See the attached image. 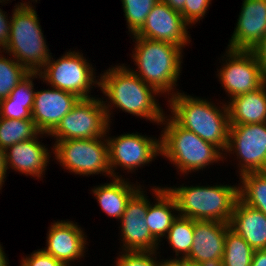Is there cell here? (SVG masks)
Returning <instances> with one entry per match:
<instances>
[{"label":"cell","mask_w":266,"mask_h":266,"mask_svg":"<svg viewBox=\"0 0 266 266\" xmlns=\"http://www.w3.org/2000/svg\"><path fill=\"white\" fill-rule=\"evenodd\" d=\"M99 87L113 106L125 112L147 118L161 124L165 121L163 110L153 94L158 92L142 81L126 66H116L106 70L100 77Z\"/></svg>","instance_id":"cell-1"},{"label":"cell","mask_w":266,"mask_h":266,"mask_svg":"<svg viewBox=\"0 0 266 266\" xmlns=\"http://www.w3.org/2000/svg\"><path fill=\"white\" fill-rule=\"evenodd\" d=\"M171 95V118L184 129L226 151L230 127L227 104L223 105L221 111L204 99L179 92H172Z\"/></svg>","instance_id":"cell-2"},{"label":"cell","mask_w":266,"mask_h":266,"mask_svg":"<svg viewBox=\"0 0 266 266\" xmlns=\"http://www.w3.org/2000/svg\"><path fill=\"white\" fill-rule=\"evenodd\" d=\"M133 37L137 42L133 59L139 70L133 72L159 94H169L179 78L182 47L135 35Z\"/></svg>","instance_id":"cell-3"},{"label":"cell","mask_w":266,"mask_h":266,"mask_svg":"<svg viewBox=\"0 0 266 266\" xmlns=\"http://www.w3.org/2000/svg\"><path fill=\"white\" fill-rule=\"evenodd\" d=\"M177 204L178 216L193 220L230 222L239 199V186L214 185L166 188Z\"/></svg>","instance_id":"cell-4"},{"label":"cell","mask_w":266,"mask_h":266,"mask_svg":"<svg viewBox=\"0 0 266 266\" xmlns=\"http://www.w3.org/2000/svg\"><path fill=\"white\" fill-rule=\"evenodd\" d=\"M20 4L14 6L9 41L4 50L29 72H39L50 59V50L47 49L37 12L27 3Z\"/></svg>","instance_id":"cell-5"},{"label":"cell","mask_w":266,"mask_h":266,"mask_svg":"<svg viewBox=\"0 0 266 266\" xmlns=\"http://www.w3.org/2000/svg\"><path fill=\"white\" fill-rule=\"evenodd\" d=\"M164 133L160 138L161 155L187 173L202 169L210 163L224 158L220 149L178 125L172 118L167 119Z\"/></svg>","instance_id":"cell-6"},{"label":"cell","mask_w":266,"mask_h":266,"mask_svg":"<svg viewBox=\"0 0 266 266\" xmlns=\"http://www.w3.org/2000/svg\"><path fill=\"white\" fill-rule=\"evenodd\" d=\"M109 110L99 98L79 99L49 135L57 137V141L104 137L110 129Z\"/></svg>","instance_id":"cell-7"},{"label":"cell","mask_w":266,"mask_h":266,"mask_svg":"<svg viewBox=\"0 0 266 266\" xmlns=\"http://www.w3.org/2000/svg\"><path fill=\"white\" fill-rule=\"evenodd\" d=\"M103 137L55 141L54 154L69 172L80 175H111L108 162V143Z\"/></svg>","instance_id":"cell-8"},{"label":"cell","mask_w":266,"mask_h":266,"mask_svg":"<svg viewBox=\"0 0 266 266\" xmlns=\"http://www.w3.org/2000/svg\"><path fill=\"white\" fill-rule=\"evenodd\" d=\"M51 58L42 68L44 71H39V77L50 83L51 87L75 94L80 99L90 98V87L92 84L99 86L100 81H94V69L83 55L70 51L57 61Z\"/></svg>","instance_id":"cell-9"},{"label":"cell","mask_w":266,"mask_h":266,"mask_svg":"<svg viewBox=\"0 0 266 266\" xmlns=\"http://www.w3.org/2000/svg\"><path fill=\"white\" fill-rule=\"evenodd\" d=\"M231 151L242 159L240 175L266 171V123L230 125L226 152Z\"/></svg>","instance_id":"cell-10"},{"label":"cell","mask_w":266,"mask_h":266,"mask_svg":"<svg viewBox=\"0 0 266 266\" xmlns=\"http://www.w3.org/2000/svg\"><path fill=\"white\" fill-rule=\"evenodd\" d=\"M230 57L219 72V79L230 98L258 89L266 82L254 53L246 50L226 51Z\"/></svg>","instance_id":"cell-11"},{"label":"cell","mask_w":266,"mask_h":266,"mask_svg":"<svg viewBox=\"0 0 266 266\" xmlns=\"http://www.w3.org/2000/svg\"><path fill=\"white\" fill-rule=\"evenodd\" d=\"M107 143L110 177L112 178H119L114 173L117 166H122L125 170L131 171L150 163L156 155L161 154L159 139L157 141L136 133L123 134L113 139L109 138Z\"/></svg>","instance_id":"cell-12"},{"label":"cell","mask_w":266,"mask_h":266,"mask_svg":"<svg viewBox=\"0 0 266 266\" xmlns=\"http://www.w3.org/2000/svg\"><path fill=\"white\" fill-rule=\"evenodd\" d=\"M141 190L130 197L120 219L125 251H156L159 244L146 224L148 200Z\"/></svg>","instance_id":"cell-13"},{"label":"cell","mask_w":266,"mask_h":266,"mask_svg":"<svg viewBox=\"0 0 266 266\" xmlns=\"http://www.w3.org/2000/svg\"><path fill=\"white\" fill-rule=\"evenodd\" d=\"M186 26L188 24L180 12L174 11L166 3L159 0L135 36L185 47L190 38Z\"/></svg>","instance_id":"cell-14"},{"label":"cell","mask_w":266,"mask_h":266,"mask_svg":"<svg viewBox=\"0 0 266 266\" xmlns=\"http://www.w3.org/2000/svg\"><path fill=\"white\" fill-rule=\"evenodd\" d=\"M230 225L214 220H194L192 248L186 261L220 266Z\"/></svg>","instance_id":"cell-15"},{"label":"cell","mask_w":266,"mask_h":266,"mask_svg":"<svg viewBox=\"0 0 266 266\" xmlns=\"http://www.w3.org/2000/svg\"><path fill=\"white\" fill-rule=\"evenodd\" d=\"M51 90L35 92L31 111L38 131L49 135L60 120L72 110L80 99L75 94L52 87Z\"/></svg>","instance_id":"cell-16"},{"label":"cell","mask_w":266,"mask_h":266,"mask_svg":"<svg viewBox=\"0 0 266 266\" xmlns=\"http://www.w3.org/2000/svg\"><path fill=\"white\" fill-rule=\"evenodd\" d=\"M266 36V0H244L228 49L251 51Z\"/></svg>","instance_id":"cell-17"},{"label":"cell","mask_w":266,"mask_h":266,"mask_svg":"<svg viewBox=\"0 0 266 266\" xmlns=\"http://www.w3.org/2000/svg\"><path fill=\"white\" fill-rule=\"evenodd\" d=\"M48 232L47 247L42 249L44 252L60 260L65 266H70V261L84 256L85 235L72 221L54 222Z\"/></svg>","instance_id":"cell-18"},{"label":"cell","mask_w":266,"mask_h":266,"mask_svg":"<svg viewBox=\"0 0 266 266\" xmlns=\"http://www.w3.org/2000/svg\"><path fill=\"white\" fill-rule=\"evenodd\" d=\"M37 137L13 144L4 150L5 170H8L11 166L12 169L18 170L26 176L31 175L41 178L40 176L45 172L50 156L47 148L37 141Z\"/></svg>","instance_id":"cell-19"},{"label":"cell","mask_w":266,"mask_h":266,"mask_svg":"<svg viewBox=\"0 0 266 266\" xmlns=\"http://www.w3.org/2000/svg\"><path fill=\"white\" fill-rule=\"evenodd\" d=\"M230 229L243 237L254 250L266 249V214L237 200Z\"/></svg>","instance_id":"cell-20"},{"label":"cell","mask_w":266,"mask_h":266,"mask_svg":"<svg viewBox=\"0 0 266 266\" xmlns=\"http://www.w3.org/2000/svg\"><path fill=\"white\" fill-rule=\"evenodd\" d=\"M266 82L258 89L235 96L228 103L230 125L266 123Z\"/></svg>","instance_id":"cell-21"},{"label":"cell","mask_w":266,"mask_h":266,"mask_svg":"<svg viewBox=\"0 0 266 266\" xmlns=\"http://www.w3.org/2000/svg\"><path fill=\"white\" fill-rule=\"evenodd\" d=\"M153 191L155 192L154 194L157 203H155V205H151L148 200V211L145 220L152 236L160 242L161 237L168 234L173 221L178 217L177 215L175 216L171 213L172 210L177 211L178 209L174 197L165 187H157L154 188Z\"/></svg>","instance_id":"cell-22"},{"label":"cell","mask_w":266,"mask_h":266,"mask_svg":"<svg viewBox=\"0 0 266 266\" xmlns=\"http://www.w3.org/2000/svg\"><path fill=\"white\" fill-rule=\"evenodd\" d=\"M112 182L92 189L95 198L98 199L101 208L109 216L121 219L130 197L139 189L132 187L125 179L113 178Z\"/></svg>","instance_id":"cell-23"},{"label":"cell","mask_w":266,"mask_h":266,"mask_svg":"<svg viewBox=\"0 0 266 266\" xmlns=\"http://www.w3.org/2000/svg\"><path fill=\"white\" fill-rule=\"evenodd\" d=\"M239 199L266 214V171L240 175Z\"/></svg>","instance_id":"cell-24"},{"label":"cell","mask_w":266,"mask_h":266,"mask_svg":"<svg viewBox=\"0 0 266 266\" xmlns=\"http://www.w3.org/2000/svg\"><path fill=\"white\" fill-rule=\"evenodd\" d=\"M41 135L33 120L7 119L0 117V147H7Z\"/></svg>","instance_id":"cell-25"},{"label":"cell","mask_w":266,"mask_h":266,"mask_svg":"<svg viewBox=\"0 0 266 266\" xmlns=\"http://www.w3.org/2000/svg\"><path fill=\"white\" fill-rule=\"evenodd\" d=\"M254 251L243 237L229 229L220 266H251Z\"/></svg>","instance_id":"cell-26"},{"label":"cell","mask_w":266,"mask_h":266,"mask_svg":"<svg viewBox=\"0 0 266 266\" xmlns=\"http://www.w3.org/2000/svg\"><path fill=\"white\" fill-rule=\"evenodd\" d=\"M193 235V219L179 216L173 221L166 237L177 256L183 252L182 258L179 257L178 259H185L189 255L192 248Z\"/></svg>","instance_id":"cell-27"},{"label":"cell","mask_w":266,"mask_h":266,"mask_svg":"<svg viewBox=\"0 0 266 266\" xmlns=\"http://www.w3.org/2000/svg\"><path fill=\"white\" fill-rule=\"evenodd\" d=\"M0 56V101H2L30 72L16 59H6L1 54Z\"/></svg>","instance_id":"cell-28"},{"label":"cell","mask_w":266,"mask_h":266,"mask_svg":"<svg viewBox=\"0 0 266 266\" xmlns=\"http://www.w3.org/2000/svg\"><path fill=\"white\" fill-rule=\"evenodd\" d=\"M129 31L135 35L159 0H121Z\"/></svg>","instance_id":"cell-29"},{"label":"cell","mask_w":266,"mask_h":266,"mask_svg":"<svg viewBox=\"0 0 266 266\" xmlns=\"http://www.w3.org/2000/svg\"><path fill=\"white\" fill-rule=\"evenodd\" d=\"M36 75H39V72H30L17 84L6 99L0 101V104H18L24 105V107H33L35 91H33L32 79Z\"/></svg>","instance_id":"cell-30"},{"label":"cell","mask_w":266,"mask_h":266,"mask_svg":"<svg viewBox=\"0 0 266 266\" xmlns=\"http://www.w3.org/2000/svg\"><path fill=\"white\" fill-rule=\"evenodd\" d=\"M125 253L117 258L116 266H159L155 261L156 251H124ZM158 262V263H157Z\"/></svg>","instance_id":"cell-31"},{"label":"cell","mask_w":266,"mask_h":266,"mask_svg":"<svg viewBox=\"0 0 266 266\" xmlns=\"http://www.w3.org/2000/svg\"><path fill=\"white\" fill-rule=\"evenodd\" d=\"M211 0H186L184 9L181 12L184 21L189 24H194L201 17L205 16L207 7Z\"/></svg>","instance_id":"cell-32"},{"label":"cell","mask_w":266,"mask_h":266,"mask_svg":"<svg viewBox=\"0 0 266 266\" xmlns=\"http://www.w3.org/2000/svg\"><path fill=\"white\" fill-rule=\"evenodd\" d=\"M33 107H24L18 104H0V117L7 119L32 120Z\"/></svg>","instance_id":"cell-33"},{"label":"cell","mask_w":266,"mask_h":266,"mask_svg":"<svg viewBox=\"0 0 266 266\" xmlns=\"http://www.w3.org/2000/svg\"><path fill=\"white\" fill-rule=\"evenodd\" d=\"M21 266H65L60 260L55 259L52 255L47 254L42 249L23 258Z\"/></svg>","instance_id":"cell-34"},{"label":"cell","mask_w":266,"mask_h":266,"mask_svg":"<svg viewBox=\"0 0 266 266\" xmlns=\"http://www.w3.org/2000/svg\"><path fill=\"white\" fill-rule=\"evenodd\" d=\"M6 17L7 15L0 9V47H3V49L7 46L11 29V19L9 22Z\"/></svg>","instance_id":"cell-35"},{"label":"cell","mask_w":266,"mask_h":266,"mask_svg":"<svg viewBox=\"0 0 266 266\" xmlns=\"http://www.w3.org/2000/svg\"><path fill=\"white\" fill-rule=\"evenodd\" d=\"M266 77V36L251 50Z\"/></svg>","instance_id":"cell-36"},{"label":"cell","mask_w":266,"mask_h":266,"mask_svg":"<svg viewBox=\"0 0 266 266\" xmlns=\"http://www.w3.org/2000/svg\"><path fill=\"white\" fill-rule=\"evenodd\" d=\"M251 266H266V249L254 251Z\"/></svg>","instance_id":"cell-37"},{"label":"cell","mask_w":266,"mask_h":266,"mask_svg":"<svg viewBox=\"0 0 266 266\" xmlns=\"http://www.w3.org/2000/svg\"><path fill=\"white\" fill-rule=\"evenodd\" d=\"M161 1L166 3L174 11L181 13L184 9V5H185L186 0H161Z\"/></svg>","instance_id":"cell-38"},{"label":"cell","mask_w":266,"mask_h":266,"mask_svg":"<svg viewBox=\"0 0 266 266\" xmlns=\"http://www.w3.org/2000/svg\"><path fill=\"white\" fill-rule=\"evenodd\" d=\"M6 170H5V164H4V150L0 147V190L2 188V185L4 183V179L6 178Z\"/></svg>","instance_id":"cell-39"},{"label":"cell","mask_w":266,"mask_h":266,"mask_svg":"<svg viewBox=\"0 0 266 266\" xmlns=\"http://www.w3.org/2000/svg\"><path fill=\"white\" fill-rule=\"evenodd\" d=\"M159 266H185V260L184 259H170V260H164L159 263Z\"/></svg>","instance_id":"cell-40"},{"label":"cell","mask_w":266,"mask_h":266,"mask_svg":"<svg viewBox=\"0 0 266 266\" xmlns=\"http://www.w3.org/2000/svg\"><path fill=\"white\" fill-rule=\"evenodd\" d=\"M5 255L6 254L4 253L2 246L0 245V266H8V262Z\"/></svg>","instance_id":"cell-41"},{"label":"cell","mask_w":266,"mask_h":266,"mask_svg":"<svg viewBox=\"0 0 266 266\" xmlns=\"http://www.w3.org/2000/svg\"><path fill=\"white\" fill-rule=\"evenodd\" d=\"M185 266H214V265L195 263V262H190V261L185 260Z\"/></svg>","instance_id":"cell-42"}]
</instances>
